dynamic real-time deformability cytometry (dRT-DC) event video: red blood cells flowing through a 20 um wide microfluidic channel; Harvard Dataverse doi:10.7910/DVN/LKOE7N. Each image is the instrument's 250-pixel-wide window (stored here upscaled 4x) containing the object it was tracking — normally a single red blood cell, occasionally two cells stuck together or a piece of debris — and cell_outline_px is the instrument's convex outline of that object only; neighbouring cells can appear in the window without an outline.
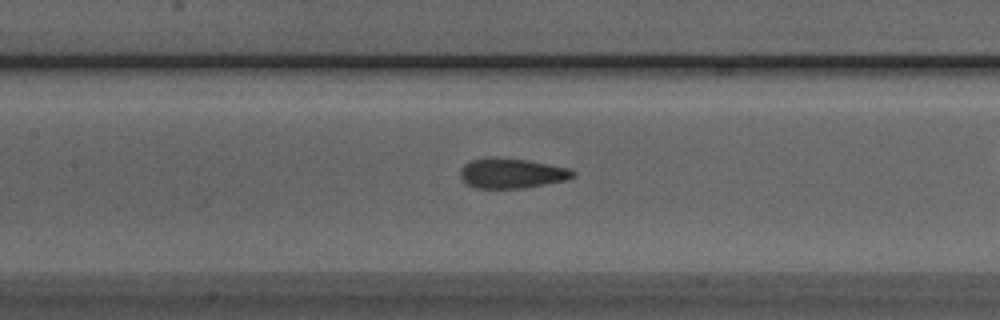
{"species": "Egyptian fruit bat (a non-hibernating species)", "species_latin": "Rousettus aegyptiacus", "temperature_condition": "room temperature", "stored_images_in_passage": 33, "camera_frame_rate_fps": 3000, "um_per_image_px": 0.085, "animal": {"sex": "male"}, "frame": {"image": 1, "passage_image": 16, "time_ms": 5.0, "image_size_px": [1000, 320], "cell_outline_px": [[576, 176], [564, 180], [544, 184], [520, 188], [476, 188], [468, 184], [460, 176], [460, 168], [464, 164], [472, 160], [528, 160], [568, 168], [576, 172]], "centroid_in_image_um": [43.53, 14.76], "position_along_channel_um": 163.9, "area_um2": 18.79}}
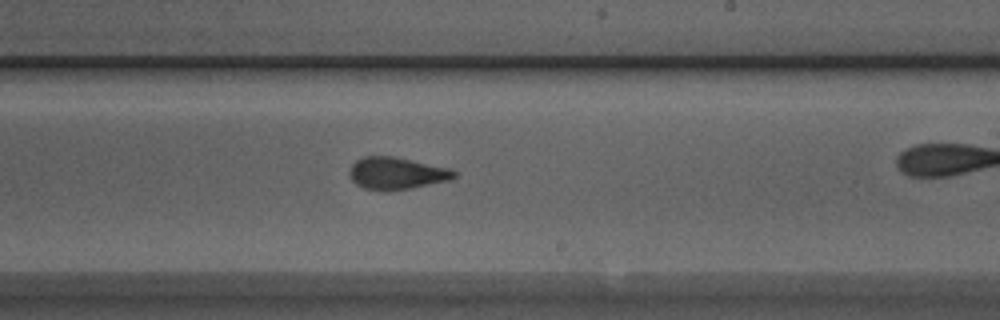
{"frame": {"image": 2, "passage_image": 23, "time_ms": 7.333, "image_size_px": [1000, 320], "cell_outline_px": [[456, 176], [448, 180], [412, 188], [388, 192], [384, 192], [364, 188], [356, 184], [348, 176], [348, 172], [352, 164], [356, 160], [364, 156], [392, 156], [448, 168], [456, 172]], "centroid_in_image_um": [33.64, 14.75], "position_along_channel_um": 255.4, "area_um2": 19.65}}
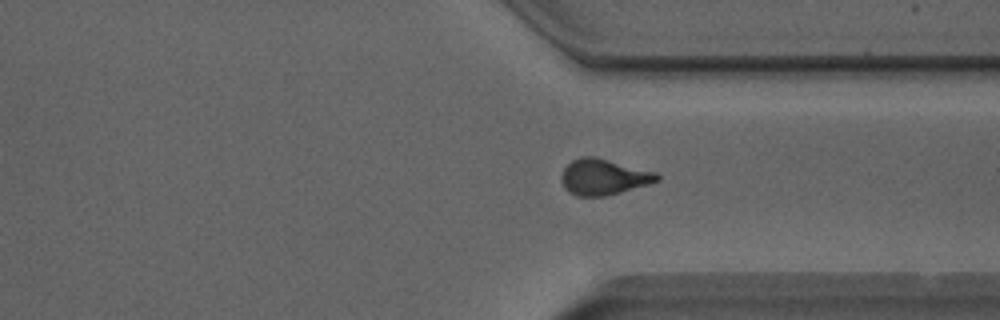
{"frame": {"image": 3, "passage_image": 31, "time_ms": 10.0, "image_size_px": [1000, 320], "cell_outline_px": [[660, 180], [648, 184], [620, 192], [604, 196], [576, 196], [568, 192], [564, 188], [560, 176], [564, 168], [572, 160], [584, 156], [592, 156], [656, 172], [660, 176]], "centroid_in_image_um": [51.28, 15.05], "position_along_channel_um": 360.1, "area_um2": 19.83}}